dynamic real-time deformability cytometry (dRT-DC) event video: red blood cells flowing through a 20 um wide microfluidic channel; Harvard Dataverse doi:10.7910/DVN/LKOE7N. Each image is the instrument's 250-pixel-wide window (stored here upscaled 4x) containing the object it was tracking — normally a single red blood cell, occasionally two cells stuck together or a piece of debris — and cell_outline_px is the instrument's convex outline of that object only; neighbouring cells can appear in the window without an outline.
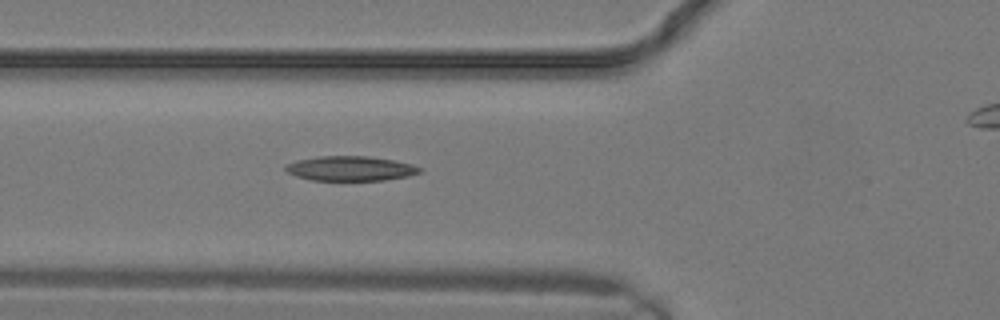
{"species": "common noctule bat (a hibernating species)", "species_latin": "Nyctalus noctula", "temperature_condition": "warm", "stored_images_in_passage": 10, "camera_frame_rate_fps": 3000, "um_per_image_px": 0.085, "animal": {"sex": "male", "body_mass_g": 19.2, "forearm_length_mm": 51.8}, "frame": {"image": 1, "passage_image": 10, "time_ms": 3.0, "image_size_px": [1000, 320], "cell_outline_px": [[424, 168], [420, 172], [408, 176], [384, 180], [312, 180], [296, 176], [288, 172], [284, 168], [284, 164], [296, 160], [320, 156], [368, 156], [392, 160], [412, 164]], "centroid_in_image_um": [29.78, 14.31], "position_along_channel_um": 96.0, "area_um2": 19.31}}